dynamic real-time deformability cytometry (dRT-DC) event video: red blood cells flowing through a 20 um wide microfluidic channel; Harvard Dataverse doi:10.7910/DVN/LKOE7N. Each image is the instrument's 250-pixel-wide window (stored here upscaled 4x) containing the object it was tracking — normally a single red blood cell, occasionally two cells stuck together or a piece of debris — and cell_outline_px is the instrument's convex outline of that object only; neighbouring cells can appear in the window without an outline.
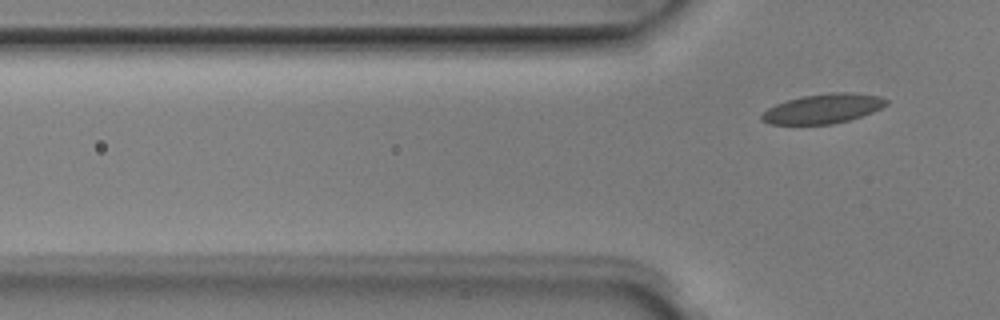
{"species": "Egyptian fruit bat (a non-hibernating species)", "species_latin": "Rousettus aegyptiacus", "temperature_condition": "room temperature", "stored_images_in_passage": 3, "segment_of_instrument_passage": [2, 2], "camera_frame_rate_fps": 3000, "um_per_image_px": 0.085, "animal": {"sex": "male"}, "frame": {"image": 1, "passage_image": 3, "time_ms": 0.667, "image_size_px": [1000, 320], "cell_outline_px": [[888, 104], [872, 112], [848, 120], [832, 124], [772, 124], [760, 120], [760, 116], [768, 108], [776, 104], [800, 96], [832, 92], [848, 92], [880, 96], [888, 100]], "centroid_in_image_um": [69.95, 9.23], "position_along_channel_um": 55.8, "area_um2": 21.33}}